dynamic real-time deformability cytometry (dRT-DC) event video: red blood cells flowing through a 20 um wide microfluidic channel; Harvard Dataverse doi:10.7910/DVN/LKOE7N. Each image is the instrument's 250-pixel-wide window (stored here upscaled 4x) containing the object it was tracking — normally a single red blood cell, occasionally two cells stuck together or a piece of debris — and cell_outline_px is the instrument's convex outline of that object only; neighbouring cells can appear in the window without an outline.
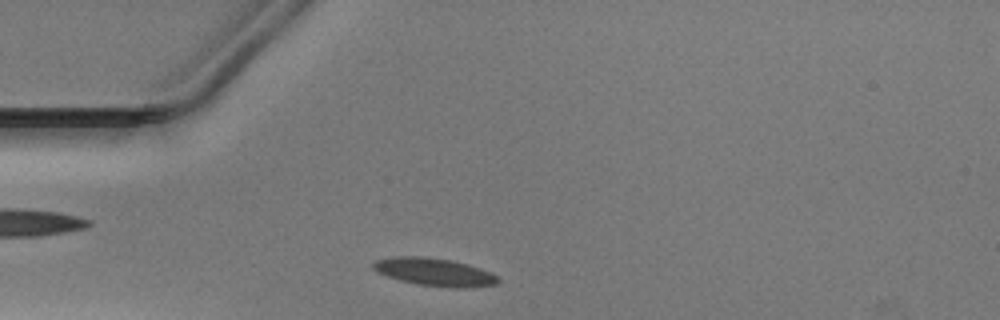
{"species": "Egyptian fruit bat (a non-hibernating species)", "species_latin": "Rousettus aegyptiacus", "temperature_condition": "warm", "stored_images_in_passage": 35, "camera_frame_rate_fps": 3000, "um_per_image_px": 0.085, "animal": {"sex": "male"}, "frame": {"image": 1, "passage_image": 2, "time_ms": 0.333, "image_size_px": [1000, 320], "cell_outline_px": [[500, 280], [496, 284], [464, 288], [456, 288], [420, 284], [400, 280], [376, 272], [372, 268], [372, 264], [376, 260], [392, 256], [420, 256], [452, 260], [468, 264], [492, 272]], "centroid_in_image_um": [36.92, 23.11], "position_along_channel_um": 48.1, "area_um2": 20.17}}
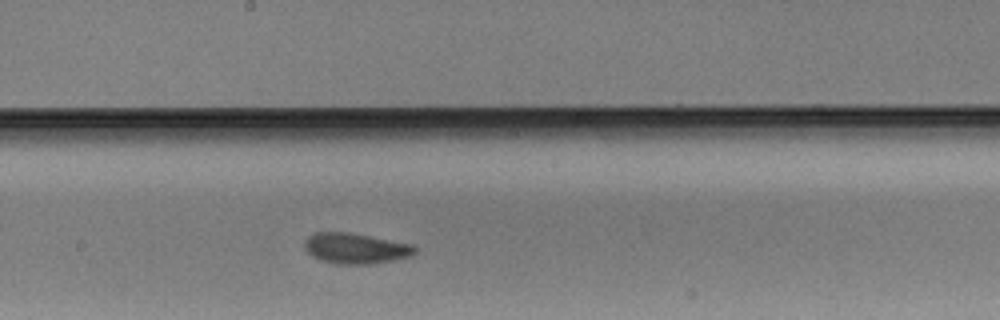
{"frame": {"image": 2, "passage_image": 16, "time_ms": 5.0, "image_size_px": [1000, 320], "cell_outline_px": [[416, 252], [408, 256], [392, 260], [372, 264], [336, 264], [324, 260], [308, 252], [304, 248], [304, 244], [308, 236], [316, 232], [348, 232], [412, 244], [416, 248]], "centroid_in_image_um": [30.22, 21.1], "position_along_channel_um": 218.0, "area_um2": 19.31}}
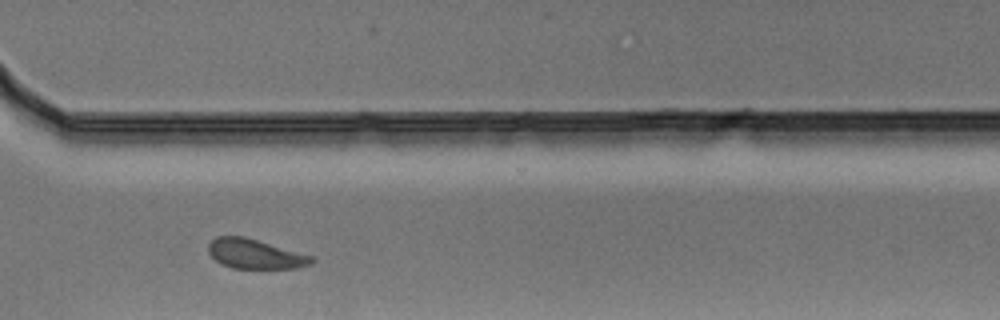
{"frame": {"image": 3, "passage_image": 26, "time_ms": 8.333, "image_size_px": [1000, 320], "cell_outline_px": [[316, 260], [312, 264], [296, 268], [232, 268], [220, 264], [208, 252], [208, 244], [216, 236], [244, 236], [312, 256]], "centroid_in_image_um": [21.67, 21.59], "position_along_channel_um": 348.9, "area_um2": 17.74}}